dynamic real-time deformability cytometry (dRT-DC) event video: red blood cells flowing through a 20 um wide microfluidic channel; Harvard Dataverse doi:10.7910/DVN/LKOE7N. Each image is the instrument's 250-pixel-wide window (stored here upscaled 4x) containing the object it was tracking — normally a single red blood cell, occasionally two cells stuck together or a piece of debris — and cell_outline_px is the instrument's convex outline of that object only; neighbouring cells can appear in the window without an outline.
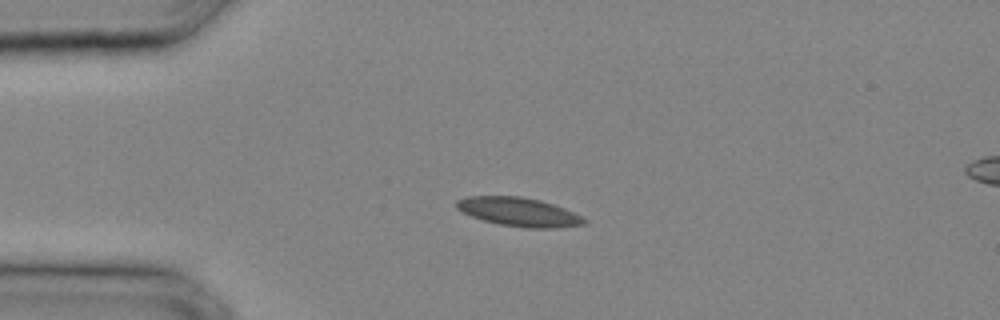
{"species": "common noctule bat (a hibernating species)", "species_latin": "Nyctalus noctula", "temperature_condition": "cold", "stored_images_in_passage": 9, "camera_frame_rate_fps": 3000, "um_per_image_px": 0.085, "animal": {"sex": "male", "body_mass_g": 20.4}, "frame": {"image": 1, "passage_image": 3, "time_ms": 0.667, "image_size_px": [1000, 320], "cell_outline_px": [[588, 220], [584, 224], [556, 228], [528, 228], [500, 224], [484, 220], [460, 212], [456, 208], [456, 200], [468, 196], [520, 196], [540, 200], [564, 208]], "centroid_in_image_um": [44.07, 18.01], "position_along_channel_um": 40.9, "area_um2": 21.27}}
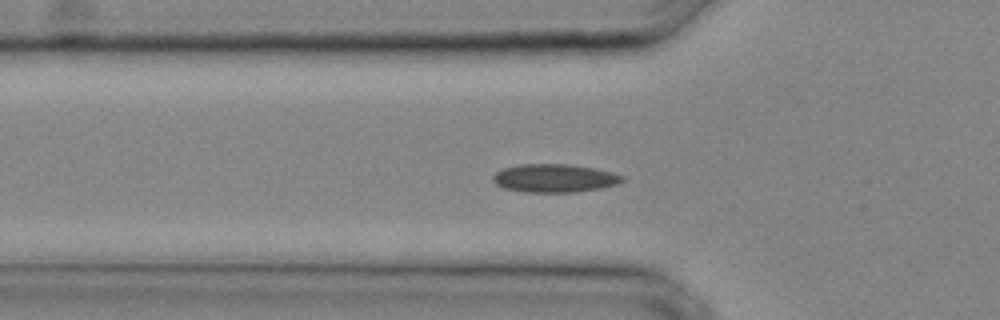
{"frame": {"image": 2, "passage_image": 6, "time_ms": 1.667, "image_size_px": [1000, 320], "cell_outline_px": [[624, 180], [616, 184], [600, 188], [572, 192], [524, 192], [504, 188], [496, 184], [492, 180], [492, 176], [496, 172], [504, 168], [520, 164], [568, 164], [592, 168], [624, 176]], "centroid_in_image_um": [47.07, 15.14], "position_along_channel_um": 78.7, "area_um2": 21.04}}
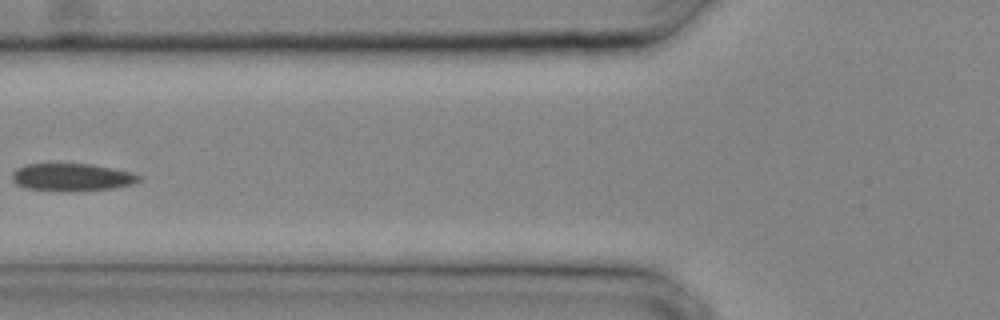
{"frame": {"image": 3, "passage_image": 8, "time_ms": 2.333, "image_size_px": [1000, 320], "cell_outline_px": [[140, 180], [128, 184], [112, 188], [60, 192], [24, 188], [16, 184], [12, 180], [12, 172], [16, 168], [24, 164], [92, 164], [112, 168], [128, 172], [140, 176]], "centroid_in_image_um": [6.0, 15.07], "position_along_channel_um": 119.8, "area_um2": 20.29}}